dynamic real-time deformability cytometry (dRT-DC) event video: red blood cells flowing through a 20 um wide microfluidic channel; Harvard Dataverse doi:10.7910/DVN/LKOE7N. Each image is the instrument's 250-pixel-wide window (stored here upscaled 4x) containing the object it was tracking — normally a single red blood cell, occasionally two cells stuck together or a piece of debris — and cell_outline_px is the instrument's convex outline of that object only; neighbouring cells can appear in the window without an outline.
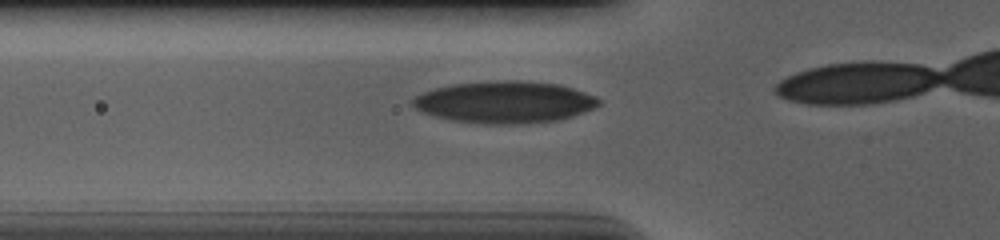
{"species": "human", "species_latin": "Homo sapiens", "temperature_condition": "cold", "stored_images_in_passage": 30, "camera_frame_rate_fps": 3000, "um_per_image_px": 0.085, "donor": {"sex": "male"}, "frame": {"image": 1, "passage_image": 6, "time_ms": 1.667, "image_size_px": [1000, 240], "cell_outline_px": [[600, 104], [584, 112], [560, 120], [524, 124], [484, 124], [452, 120], [436, 116], [424, 112], [416, 108], [408, 100], [424, 92], [436, 88], [452, 84], [496, 80], [520, 80], [560, 84], [596, 96], [600, 100]], "centroid_in_image_um": [42.91, 8.68], "position_along_channel_um": 82.9, "area_um2": 45.55}}
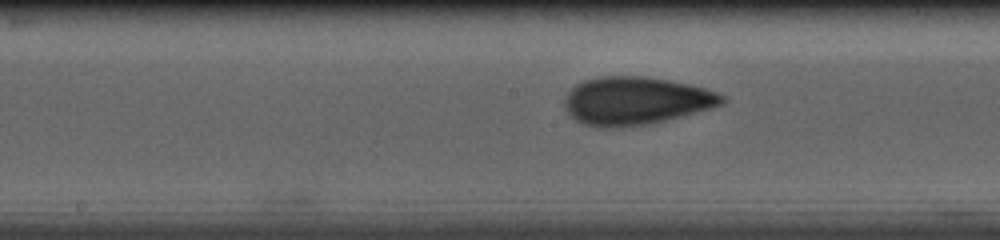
{"frame": {"image": 2, "passage_image": 15, "time_ms": 4.667, "image_size_px": [1000, 240], "cell_outline_px": [[728, 100], [724, 104], [712, 108], [664, 120], [644, 124], [616, 128], [596, 128], [584, 124], [576, 120], [564, 108], [564, 100], [568, 92], [576, 84], [584, 80], [600, 76], [648, 76], [688, 84], [704, 88], [716, 92], [724, 96]], "centroid_in_image_um": [54.02, 8.56], "position_along_channel_um": 194.2, "area_um2": 44.04}}
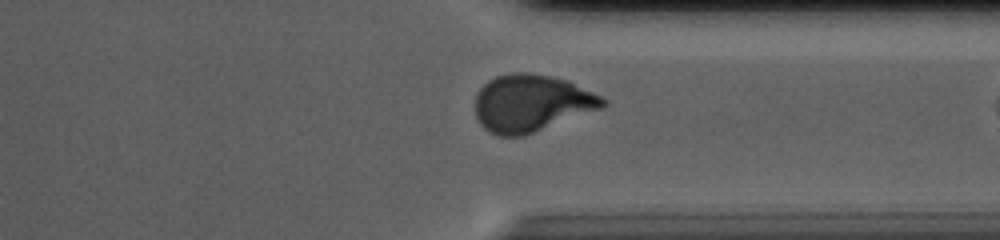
{"frame": {"image": 3, "passage_image": 29, "time_ms": 9.333, "image_size_px": [1000, 240], "cell_outline_px": [[608, 104], [600, 108], [524, 136], [496, 136], [488, 132], [480, 124], [476, 116], [476, 92], [488, 80], [496, 76], [512, 72], [524, 72], [548, 76], [568, 80], [608, 100]], "centroid_in_image_um": [45.13, 8.77], "position_along_channel_um": 366.3, "area_um2": 42.37}}